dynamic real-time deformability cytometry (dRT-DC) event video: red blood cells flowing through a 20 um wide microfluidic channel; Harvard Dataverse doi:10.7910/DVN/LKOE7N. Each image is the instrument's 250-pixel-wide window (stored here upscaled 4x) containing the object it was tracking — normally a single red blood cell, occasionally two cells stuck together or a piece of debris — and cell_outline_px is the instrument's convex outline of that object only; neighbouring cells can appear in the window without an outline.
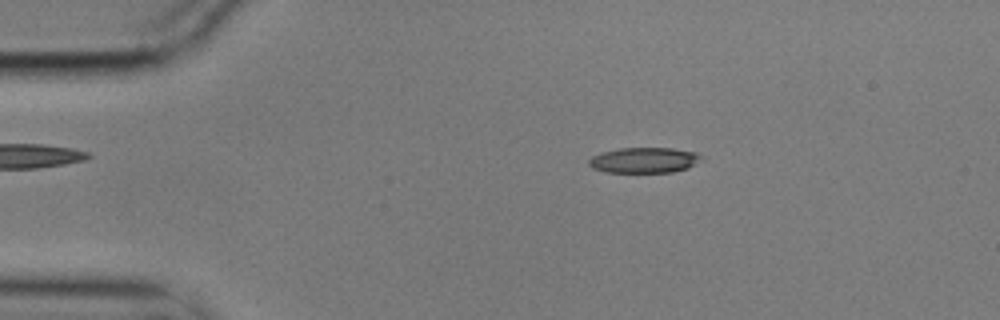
{"species": "common noctule bat (a hibernating species)", "species_latin": "Nyctalus noctula", "temperature_condition": "cold", "stored_images_in_passage": 56, "camera_frame_rate_fps": 3000, "um_per_image_px": 0.085, "animal": {"sex": "male", "body_mass_g": 17.9}, "frame": {"image": 1, "passage_image": 10, "time_ms": 3.0, "image_size_px": [1000, 320], "cell_outline_px": [[704, 156], [688, 168], [672, 172], [604, 172], [592, 168], [588, 164], [588, 160], [592, 156], [600, 152], [620, 148], [672, 148], [696, 152]], "centroid_in_image_um": [54.72, 13.61], "position_along_channel_um": 30.3, "area_um2": 16.76}}
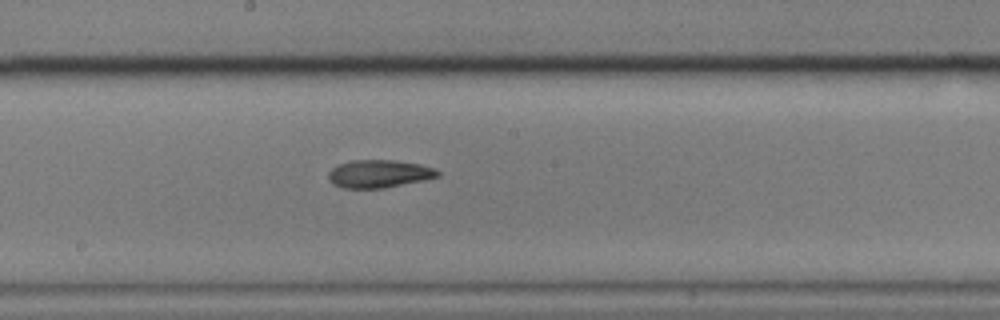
{"frame": {"image": 2, "passage_image": 30, "time_ms": 9.667, "image_size_px": [1000, 320], "cell_outline_px": [[440, 176], [424, 180], [384, 188], [340, 188], [332, 184], [328, 180], [328, 172], [332, 168], [340, 164], [352, 160], [396, 160], [420, 164], [436, 168], [440, 172]], "centroid_in_image_um": [32.22, 14.77], "position_along_channel_um": 216.0, "area_um2": 17.92}}
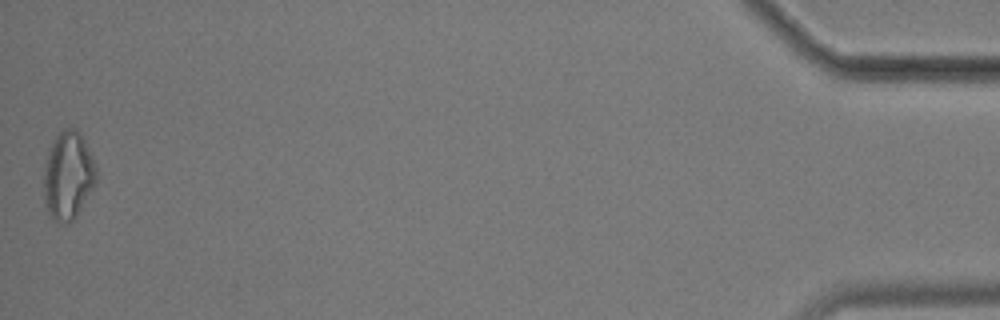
{"frame": {"image": 3, "passage_image": 56, "time_ms": 18.333, "image_size_px": [1000, 320], "cell_outline_px": [[96, 184], [76, 216], [68, 224], [56, 224], [48, 212], [44, 200], [44, 168], [48, 148], [56, 136], [64, 128], [76, 128], [80, 132], [92, 156], [96, 168]], "centroid_in_image_um": [5.78, 14.94], "position_along_channel_um": 429.4, "area_um2": 27.17}, "authors_computed_cell_mechanics": {"area_um2": 17.7157, "velocity_mm_per_s": 3.5225, "shape_relaxation_time_tau1_ms": 5.6488, "shape_relaxation_time_tau2_ms": 6.9352, "deformation_change_tau1": 0.1635, "deformation_change_tau2": 0.1575}}